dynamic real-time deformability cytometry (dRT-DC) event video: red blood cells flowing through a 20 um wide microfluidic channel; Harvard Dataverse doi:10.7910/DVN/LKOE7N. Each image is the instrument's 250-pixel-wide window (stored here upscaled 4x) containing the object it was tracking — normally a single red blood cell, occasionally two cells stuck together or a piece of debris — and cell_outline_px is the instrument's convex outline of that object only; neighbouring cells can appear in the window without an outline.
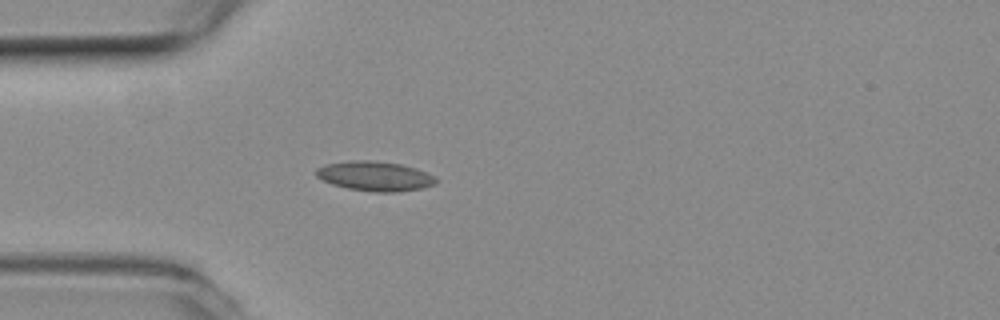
{"species": "common noctule bat (a hibernating species)", "species_latin": "Nyctalus noctula", "temperature_condition": "room temperature", "stored_images_in_passage": 15, "camera_frame_rate_fps": 3000, "um_per_image_px": 0.085, "animal": {"sex": "female", "body_mass_g": 19.3, "forearm_length_mm": 54.1}, "frame": {"image": 1, "passage_image": 12, "time_ms": 3.667, "image_size_px": [1000, 320], "cell_outline_px": [[440, 180], [436, 184], [424, 188], [400, 192], [372, 192], [348, 188], [332, 184], [316, 176], [316, 168], [324, 164], [348, 160], [372, 160], [400, 164], [416, 168], [436, 176]], "centroid_in_image_um": [31.91, 14.97], "position_along_channel_um": 53.1, "area_um2": 21.04}}